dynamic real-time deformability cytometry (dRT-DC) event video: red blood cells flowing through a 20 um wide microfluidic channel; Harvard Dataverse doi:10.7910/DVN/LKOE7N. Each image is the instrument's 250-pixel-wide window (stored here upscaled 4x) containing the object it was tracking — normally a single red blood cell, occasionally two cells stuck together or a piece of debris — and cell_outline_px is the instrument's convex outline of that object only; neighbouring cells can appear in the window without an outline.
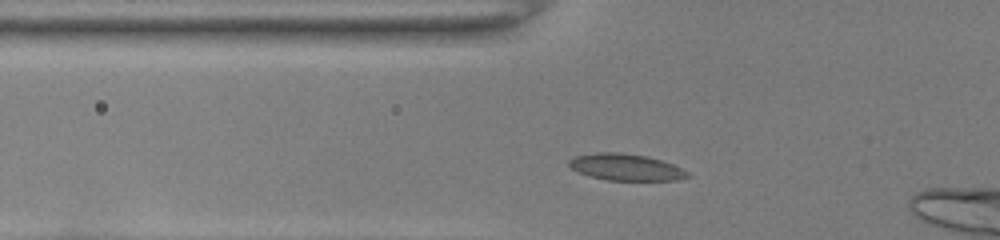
{"species": "common noctule bat (a hibernating species)", "species_latin": "Nyctalus noctula", "temperature_condition": "room temperature", "stored_images_in_passage": 42, "camera_frame_rate_fps": 3000, "um_per_image_px": 0.085, "animal": {"sex": "female", "body_mass_g": 22.0, "forearm_length_mm": 56.7}, "frame": {"image": 1, "passage_image": 9, "time_ms": 2.667, "image_size_px": [1000, 240], "cell_outline_px": [[692, 176], [676, 180], [608, 180], [588, 176], [572, 168], [568, 164], [568, 160], [576, 156], [596, 152], [620, 152], [648, 156], [672, 164], [688, 172]], "centroid_in_image_um": [53.19, 14.2], "position_along_channel_um": 72.6, "area_um2": 18.32}}
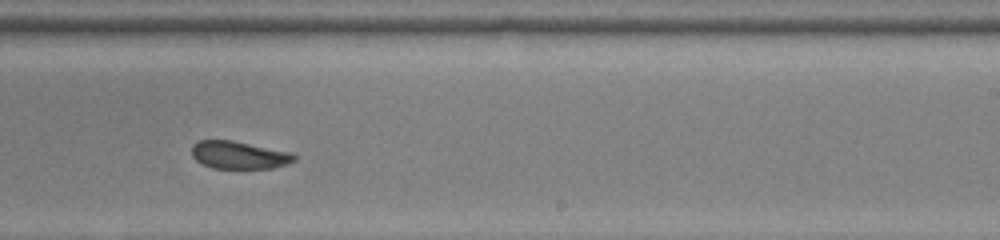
{"frame": {"image": 2, "passage_image": 24, "time_ms": 7.667, "image_size_px": [1000, 240], "cell_outline_px": [[296, 160], [288, 164], [272, 168], [212, 168], [196, 160], [192, 156], [192, 144], [200, 140], [232, 140], [288, 152], [296, 156]], "centroid_in_image_um": [20.29, 13.18], "position_along_channel_um": 268.7, "area_um2": 16.36}}
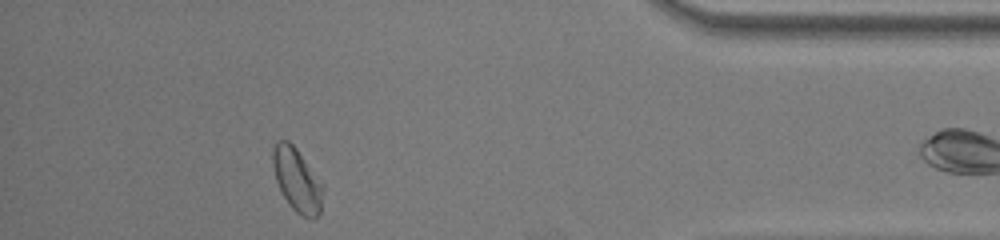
{"frame": {"image": 3, "passage_image": 37, "time_ms": 12.0, "image_size_px": [1000, 240], "cell_outline_px": [[324, 188], [320, 212], [312, 220], [296, 212], [288, 204], [276, 180], [272, 164], [272, 148], [276, 140], [288, 140], [296, 148], [324, 184]], "centroid_in_image_um": [25.25, 15.28], "position_along_channel_um": 409.9, "area_um2": 18.67}, "authors_computed_cell_mechanics": {"area_um2": 18.1781, "velocity_mm_per_s": 3.9798, "shape_relaxation_time_tau1_ms": null, "shape_relaxation_time_tau2_ms": 1.8201, "deformation_change_tau1": null, "deformation_change_tau2": 0.0527}}